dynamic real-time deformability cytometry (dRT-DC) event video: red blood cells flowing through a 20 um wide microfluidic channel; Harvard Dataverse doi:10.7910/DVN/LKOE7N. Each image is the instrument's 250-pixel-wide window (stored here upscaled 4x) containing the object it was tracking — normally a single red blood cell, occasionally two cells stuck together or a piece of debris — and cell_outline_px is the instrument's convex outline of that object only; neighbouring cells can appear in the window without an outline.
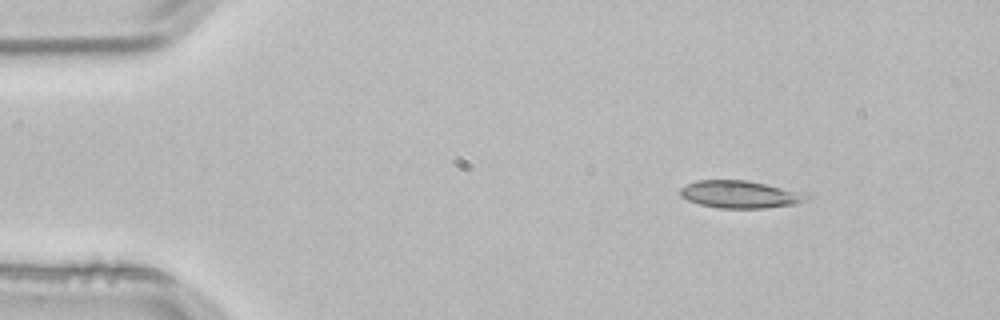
{"species": "common noctule bat (a hibernating species)", "species_latin": "Nyctalus noctula", "temperature_condition": "room temperature", "stored_images_in_passage": 4, "camera_frame_rate_fps": 3000, "um_per_image_px": 0.085, "animal": {"sex": "male", "body_mass_g": 21.5, "forearm_length_mm": 52.0}, "frame": {"image": 1, "passage_image": 4, "time_ms": 1.0, "image_size_px": [1000, 320], "cell_outline_px": [[808, 196], [804, 200], [796, 204], [764, 208], [720, 208], [700, 204], [688, 200], [680, 196], [680, 188], [696, 180], [748, 180], [796, 192]], "centroid_in_image_um": [62.79, 16.52], "position_along_channel_um": 22.2, "area_um2": 19.65}}